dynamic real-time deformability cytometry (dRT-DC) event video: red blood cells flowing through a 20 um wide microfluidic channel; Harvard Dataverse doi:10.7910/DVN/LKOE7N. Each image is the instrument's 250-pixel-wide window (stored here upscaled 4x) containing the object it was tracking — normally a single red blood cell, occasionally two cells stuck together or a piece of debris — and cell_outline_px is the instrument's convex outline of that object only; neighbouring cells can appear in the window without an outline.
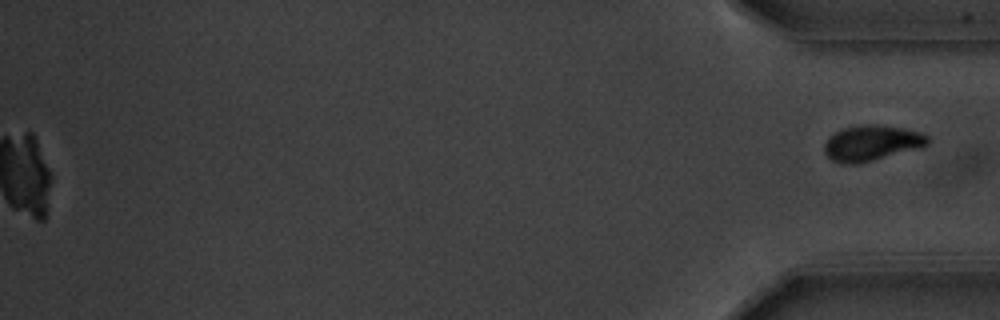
{"species": "common noctule bat (a hibernating species)", "species_latin": "Nyctalus noctula", "temperature_condition": "warm", "stored_images_in_passage": 56, "segment_of_instrument_passage": [2, 2], "camera_frame_rate_fps": 3000, "um_per_image_px": 0.085, "animal": {"sex": "male", "body_mass_g": 20.1, "forearm_length_mm": 53.5}, "frame": {"image": 1, "passage_image": 56, "time_ms": 18.333, "image_size_px": [1000, 320], "cell_outline_px": [[928, 144], [920, 148], [860, 164], [840, 164], [832, 160], [824, 152], [824, 144], [828, 136], [844, 128], [860, 124], [876, 124], [904, 128], [920, 132], [928, 136]], "centroid_in_image_um": [74.07, 12.16], "position_along_channel_um": 361.1, "area_um2": 21.68}}